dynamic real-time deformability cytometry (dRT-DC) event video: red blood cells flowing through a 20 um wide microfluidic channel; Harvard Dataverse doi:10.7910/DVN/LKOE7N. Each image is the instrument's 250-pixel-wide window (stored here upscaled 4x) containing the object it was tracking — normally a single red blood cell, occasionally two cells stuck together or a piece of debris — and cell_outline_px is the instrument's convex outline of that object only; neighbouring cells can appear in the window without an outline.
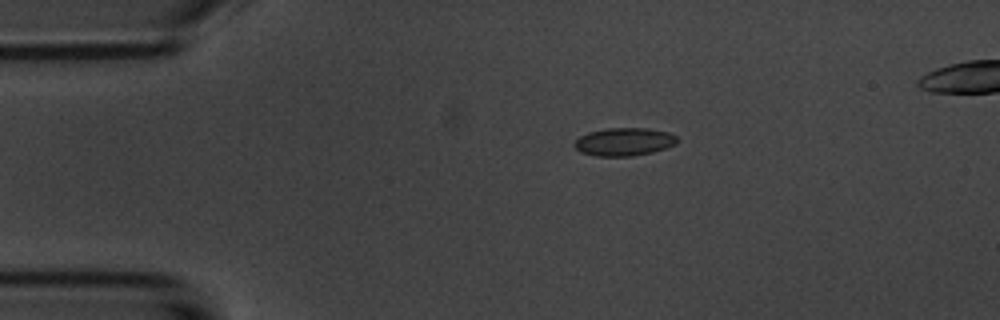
{"species": "common noctule bat (a hibernating species)", "species_latin": "Nyctalus noctula", "temperature_condition": "room temperature", "stored_images_in_passage": 4, "camera_frame_rate_fps": 3000, "um_per_image_px": 0.085, "animal": {"sex": "male", "body_mass_g": 20.1, "forearm_length_mm": 53.5}, "frame": {"image": 1, "passage_image": 1, "time_ms": 0.0, "image_size_px": [1000, 320], "cell_outline_px": [[680, 140], [676, 144], [652, 152], [632, 156], [596, 156], [580, 152], [572, 144], [580, 136], [588, 132], [608, 128], [648, 128], [668, 132], [676, 136]], "centroid_in_image_um": [53.05, 12.05], "position_along_channel_um": 32.0, "area_um2": 16.82}}